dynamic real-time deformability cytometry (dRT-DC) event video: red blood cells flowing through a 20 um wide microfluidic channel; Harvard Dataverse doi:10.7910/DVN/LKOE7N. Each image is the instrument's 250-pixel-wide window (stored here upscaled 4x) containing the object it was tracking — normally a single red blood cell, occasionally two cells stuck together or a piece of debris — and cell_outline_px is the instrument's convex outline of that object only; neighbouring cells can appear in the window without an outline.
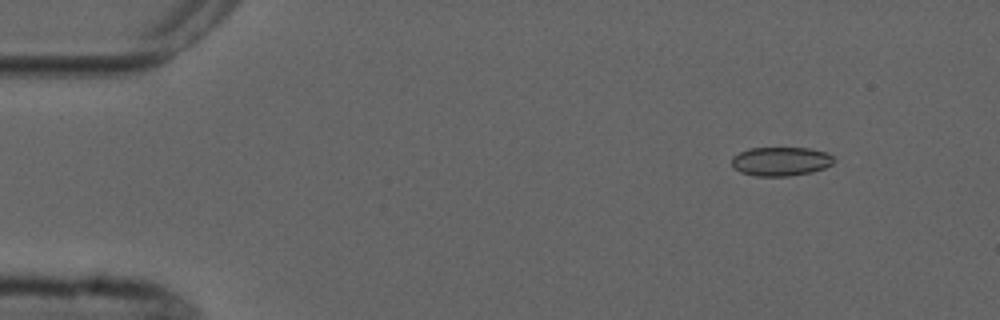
{"species": "common noctule bat (a hibernating species)", "species_latin": "Nyctalus noctula", "temperature_condition": "cold", "stored_images_in_passage": 5, "camera_frame_rate_fps": 3000, "um_per_image_px": 0.085, "animal": {"sex": "male", "forearm_length_mm": 52.5}, "frame": {"image": 1, "passage_image": 2, "time_ms": 1.333, "image_size_px": [1000, 320], "cell_outline_px": [[836, 160], [832, 164], [824, 168], [812, 172], [788, 176], [756, 176], [740, 172], [732, 164], [732, 156], [748, 148], [808, 148], [828, 152]], "centroid_in_image_um": [66.39, 13.71], "position_along_channel_um": 18.6, "area_um2": 17.28}}
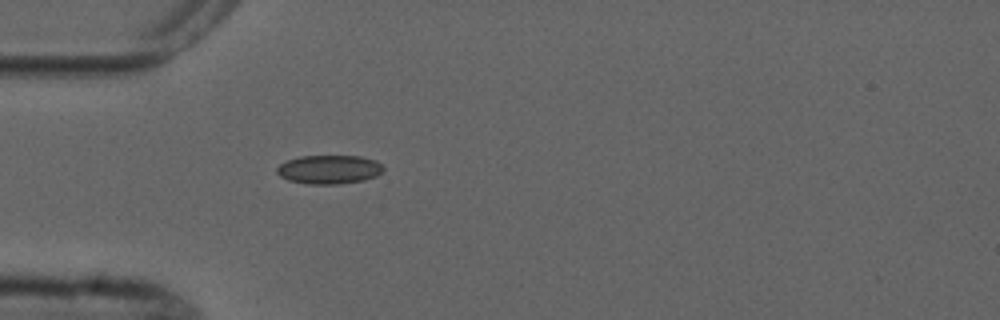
{"frame": {"image": 2, "passage_image": 5, "time_ms": 4.667, "image_size_px": [1000, 320], "cell_outline_px": [[384, 168], [376, 176], [364, 180], [336, 184], [308, 184], [288, 180], [280, 176], [276, 172], [276, 168], [280, 164], [288, 160], [300, 156], [360, 156], [376, 160]], "centroid_in_image_um": [27.96, 14.4], "position_along_channel_um": 57.0, "area_um2": 17.8}}